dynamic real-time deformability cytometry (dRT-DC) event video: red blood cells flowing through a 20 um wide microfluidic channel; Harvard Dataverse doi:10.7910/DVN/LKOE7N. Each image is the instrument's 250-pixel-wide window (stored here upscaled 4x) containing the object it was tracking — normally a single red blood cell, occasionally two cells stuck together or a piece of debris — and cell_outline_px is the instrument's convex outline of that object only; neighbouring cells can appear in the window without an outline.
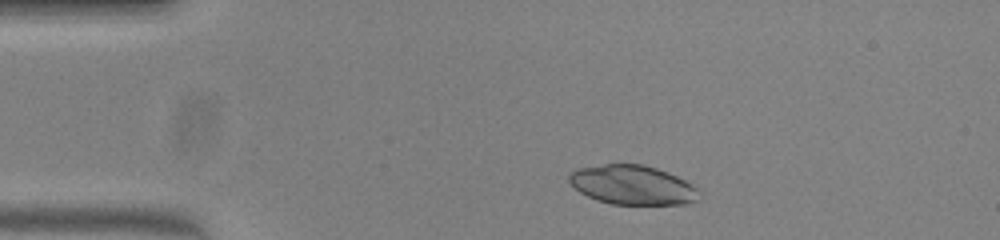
{"species": "common noctule bat (a hibernating species)", "species_latin": "Nyctalus noctula", "temperature_condition": "warm", "stored_images_in_passage": 45, "camera_frame_rate_fps": 3000, "um_per_image_px": 0.085, "animal": {"sex": "female", "body_mass_g": 23.0, "forearm_length_mm": 53.4}, "frame": {"image": 1, "passage_image": 3, "time_ms": 0.667, "image_size_px": [1000, 240], "cell_outline_px": [[696, 188], [692, 200], [684, 204], [612, 204], [588, 196], [580, 192], [568, 180], [568, 176], [576, 168], [604, 164], [644, 164], [656, 168], [676, 176], [684, 180]], "centroid_in_image_um": [53.67, 15.7], "position_along_channel_um": 31.3, "area_um2": 29.02}}